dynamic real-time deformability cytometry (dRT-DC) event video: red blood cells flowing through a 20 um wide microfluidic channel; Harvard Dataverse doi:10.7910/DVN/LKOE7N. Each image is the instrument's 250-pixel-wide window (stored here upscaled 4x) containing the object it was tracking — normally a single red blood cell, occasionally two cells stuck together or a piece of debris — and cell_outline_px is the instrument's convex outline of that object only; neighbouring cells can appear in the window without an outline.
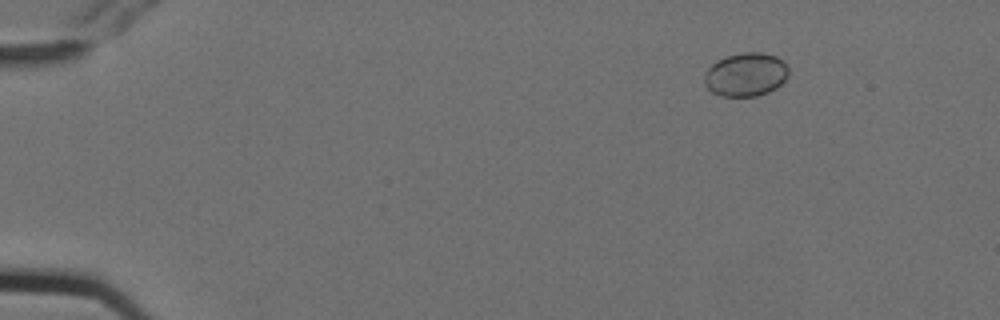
{"species": "Egyptian fruit bat (a non-hibernating species)", "species_latin": "Rousettus aegyptiacus", "temperature_condition": "cold", "stored_images_in_passage": 6, "camera_frame_rate_fps": 3000, "um_per_image_px": 0.085, "animal": {"sex": "female"}, "frame": {"image": 1, "passage_image": 2, "time_ms": 0.333, "image_size_px": [1000, 320], "cell_outline_px": [[788, 76], [776, 88], [768, 92], [756, 96], [720, 96], [712, 92], [704, 84], [704, 72], [716, 60], [740, 52], [760, 52], [776, 56], [784, 60], [788, 68]], "centroid_in_image_um": [63.38, 6.33], "position_along_channel_um": 21.6, "area_um2": 21.56}}
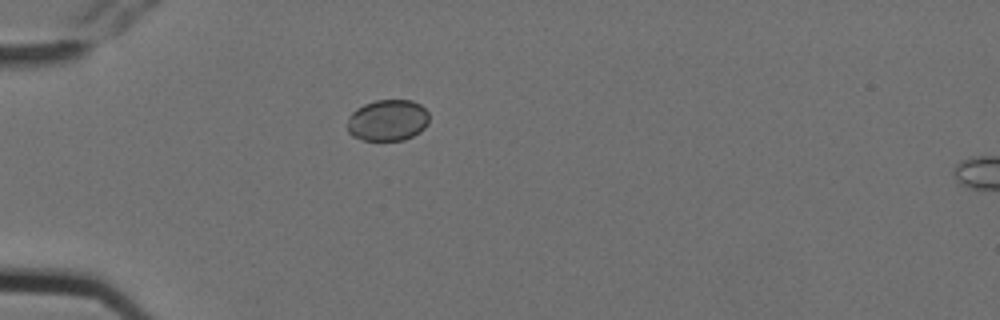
{"frame": {"image": 2, "passage_image": 5, "time_ms": 1.333, "image_size_px": [1000, 320], "cell_outline_px": [[428, 124], [420, 132], [404, 140], [364, 140], [352, 136], [348, 132], [348, 116], [356, 108], [364, 104], [376, 100], [412, 100], [420, 104], [428, 112]], "centroid_in_image_um": [32.95, 10.22], "position_along_channel_um": 52.1, "area_um2": 19.83}}